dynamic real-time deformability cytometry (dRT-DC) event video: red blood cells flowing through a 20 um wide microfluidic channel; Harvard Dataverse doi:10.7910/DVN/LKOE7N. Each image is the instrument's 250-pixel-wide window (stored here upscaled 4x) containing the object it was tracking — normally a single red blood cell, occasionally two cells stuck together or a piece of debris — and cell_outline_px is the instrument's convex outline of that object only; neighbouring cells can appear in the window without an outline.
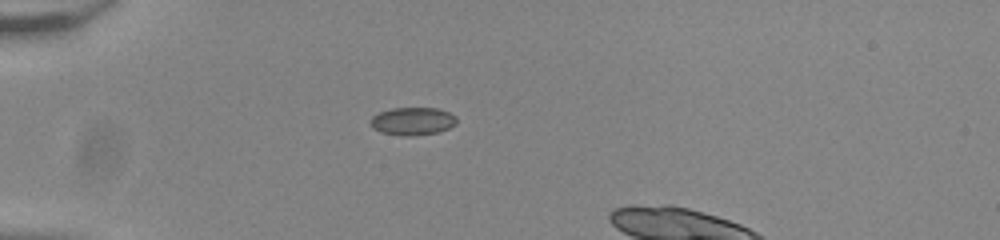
{"species": "common noctule bat (a hibernating species)", "species_latin": "Nyctalus noctula", "temperature_condition": "room temperature", "stored_images_in_passage": 34, "camera_frame_rate_fps": 3000, "um_per_image_px": 0.085, "animal": {"sex": "male", "body_mass_g": 20.0, "forearm_length_mm": 53.3}, "frame": {"image": 1, "passage_image": 1, "time_ms": 0.0, "image_size_px": [1000, 240], "cell_outline_px": [[456, 124], [440, 132], [408, 136], [404, 136], [380, 132], [372, 128], [372, 116], [380, 112], [392, 108], [436, 108], [448, 112], [456, 116]], "centroid_in_image_um": [35.08, 10.3], "position_along_channel_um": 49.9, "area_um2": 13.87}}
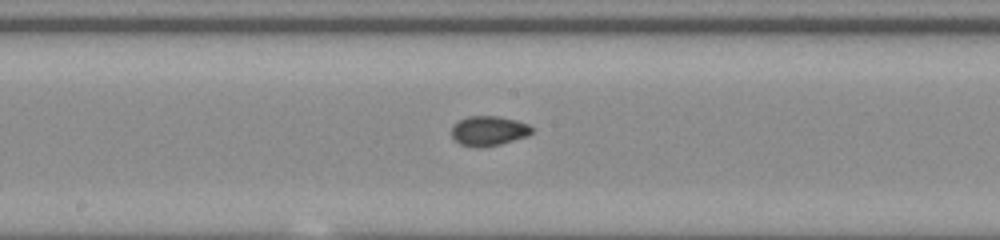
{"frame": {"image": 2, "passage_image": 15, "time_ms": 4.667, "image_size_px": [1000, 240], "cell_outline_px": [[532, 132], [524, 136], [500, 144], [480, 148], [472, 148], [460, 144], [452, 136], [452, 124], [468, 116], [500, 116], [516, 120], [528, 124], [532, 128]], "centroid_in_image_um": [41.49, 11.12], "position_along_channel_um": 206.7, "area_um2": 13.87}}
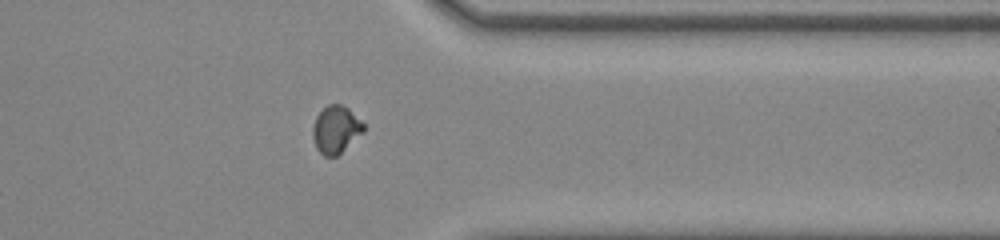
{"frame": {"image": 3, "passage_image": 29, "time_ms": 9.333, "image_size_px": [1000, 240], "cell_outline_px": [[364, 132], [336, 156], [324, 156], [316, 148], [312, 136], [312, 128], [316, 116], [328, 104], [340, 104], [348, 108], [364, 124]], "centroid_in_image_um": [28.53, 11.01], "position_along_channel_um": 382.9, "area_um2": 13.93}}